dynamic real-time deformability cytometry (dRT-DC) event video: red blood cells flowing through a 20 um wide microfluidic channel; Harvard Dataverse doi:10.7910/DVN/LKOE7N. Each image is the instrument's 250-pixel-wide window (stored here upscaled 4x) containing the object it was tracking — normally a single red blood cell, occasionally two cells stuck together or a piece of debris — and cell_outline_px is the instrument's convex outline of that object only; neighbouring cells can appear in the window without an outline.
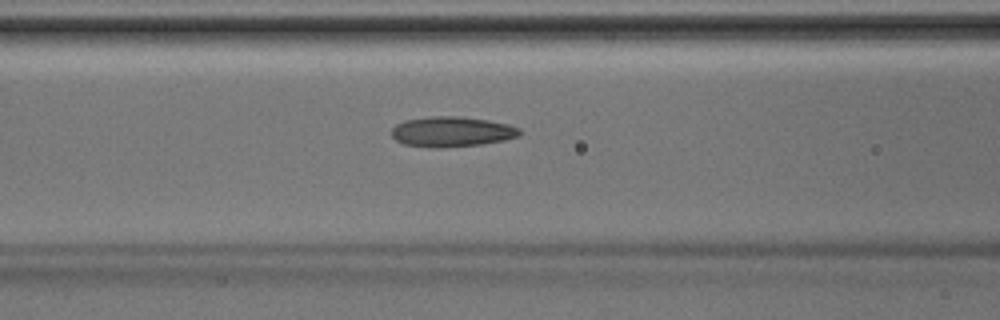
{"species": "Egyptian fruit bat (a non-hibernating species)", "species_latin": "Rousettus aegyptiacus", "temperature_condition": "room temperature", "stored_images_in_passage": 34, "camera_frame_rate_fps": 3000, "um_per_image_px": 0.085, "animal": {"sex": "male"}, "frame": {"image": 1, "passage_image": 9, "time_ms": 2.667, "image_size_px": [1000, 320], "cell_outline_px": [[520, 136], [504, 140], [480, 144], [432, 148], [428, 148], [404, 144], [396, 140], [392, 136], [392, 128], [396, 124], [404, 120], [436, 116], [456, 116], [488, 120], [508, 124], [520, 128]], "centroid_in_image_um": [38.39, 11.19], "position_along_channel_um": 128.2, "area_um2": 22.43}}
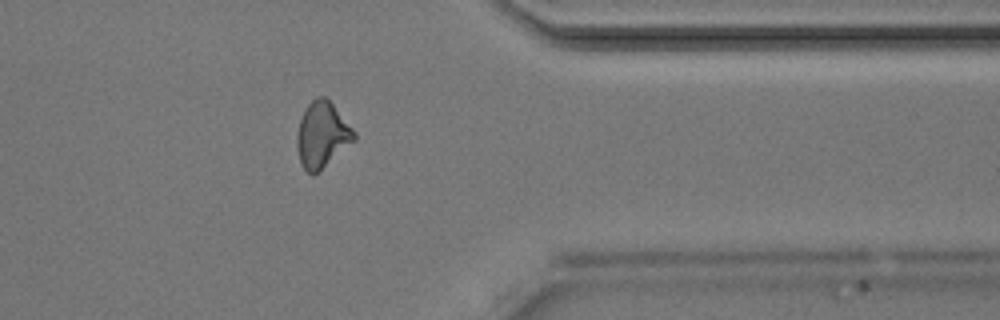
{"frame": {"image": 2, "passage_image": 26, "time_ms": 8.333, "image_size_px": [1000, 320], "cell_outline_px": [[356, 140], [312, 176], [300, 164], [296, 144], [296, 140], [300, 120], [308, 104], [316, 96], [324, 96], [332, 104], [356, 132]], "centroid_in_image_um": [27.37, 11.47], "position_along_channel_um": 384.0, "area_um2": 21.62}}
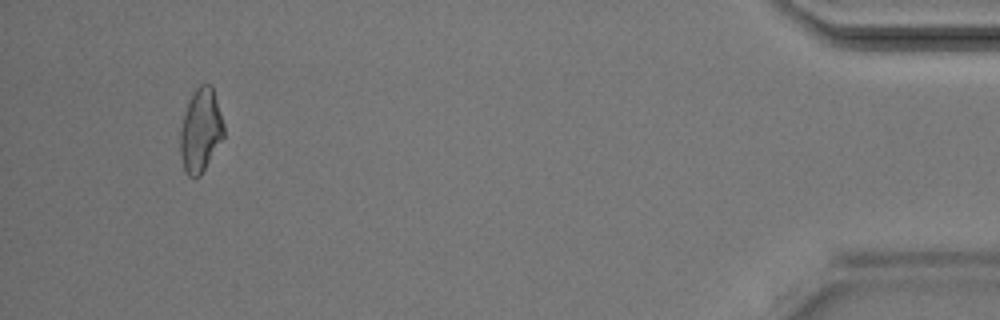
{"frame": {"image": 3, "passage_image": 32, "time_ms": 10.333, "image_size_px": [1000, 320], "cell_outline_px": [[224, 136], [200, 176], [196, 180], [188, 176], [184, 172], [180, 156], [180, 128], [184, 112], [192, 92], [200, 84], [212, 84], [224, 124]], "centroid_in_image_um": [17.03, 11.1], "position_along_channel_um": 418.2, "area_um2": 21.5}}